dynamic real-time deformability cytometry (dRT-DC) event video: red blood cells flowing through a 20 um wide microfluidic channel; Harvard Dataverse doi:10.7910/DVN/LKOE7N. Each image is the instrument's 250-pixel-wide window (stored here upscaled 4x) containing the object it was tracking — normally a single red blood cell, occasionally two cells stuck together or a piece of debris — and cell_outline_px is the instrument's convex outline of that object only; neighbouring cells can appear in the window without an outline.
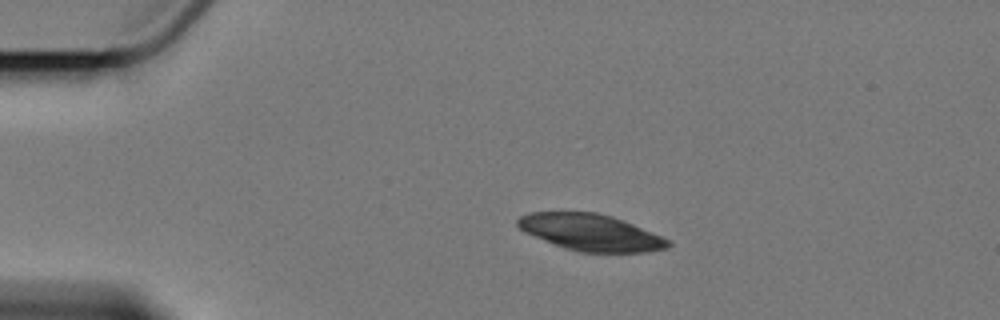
{"species": "Egyptian fruit bat (a non-hibernating species)", "species_latin": "Rousettus aegyptiacus", "temperature_condition": "cold", "stored_images_in_passage": 4, "camera_frame_rate_fps": 3000, "um_per_image_px": 0.085, "animal": {"sex": "female"}, "frame": {"image": 1, "passage_image": 3, "time_ms": 2.0, "image_size_px": [1000, 320], "cell_outline_px": [[672, 244], [668, 248], [648, 252], [580, 252], [564, 248], [524, 232], [516, 224], [516, 220], [520, 216], [528, 212], [596, 212], [612, 216], [624, 220], [672, 240]], "centroid_in_image_um": [50.24, 19.75], "position_along_channel_um": 34.8, "area_um2": 32.25}}